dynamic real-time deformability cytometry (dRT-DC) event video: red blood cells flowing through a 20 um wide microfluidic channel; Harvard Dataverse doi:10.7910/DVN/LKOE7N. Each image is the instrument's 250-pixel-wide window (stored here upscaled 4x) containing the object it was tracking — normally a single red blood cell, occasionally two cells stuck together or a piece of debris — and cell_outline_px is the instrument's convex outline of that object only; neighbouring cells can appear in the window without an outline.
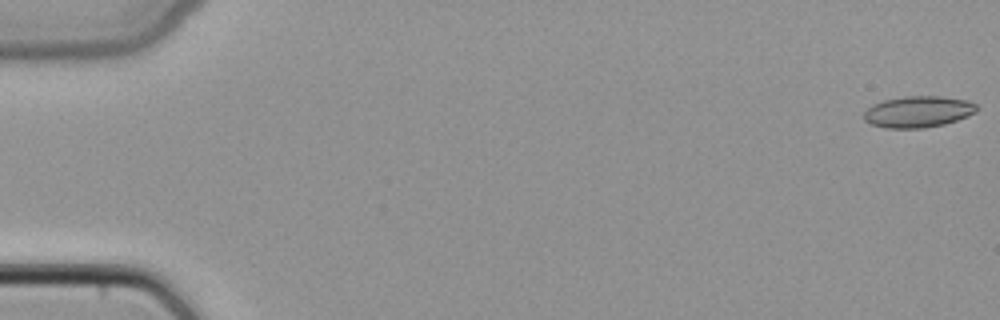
{"species": "common noctule bat (a hibernating species)", "species_latin": "Nyctalus noctula", "temperature_condition": "cold", "stored_images_in_passage": 49, "camera_frame_rate_fps": 3000, "um_per_image_px": 0.085, "animal": {"sex": "female", "body_mass_g": 22.7, "forearm_length_mm": 54.2}, "frame": {"image": 1, "passage_image": 1, "time_ms": 0.0, "image_size_px": [1000, 320], "cell_outline_px": [[976, 112], [968, 116], [944, 124], [924, 128], [884, 128], [872, 124], [864, 120], [864, 112], [872, 104], [884, 100], [904, 96], [940, 96], [968, 100], [976, 104]], "centroid_in_image_um": [78.03, 9.49], "position_along_channel_um": 7.0, "area_um2": 20.63}}
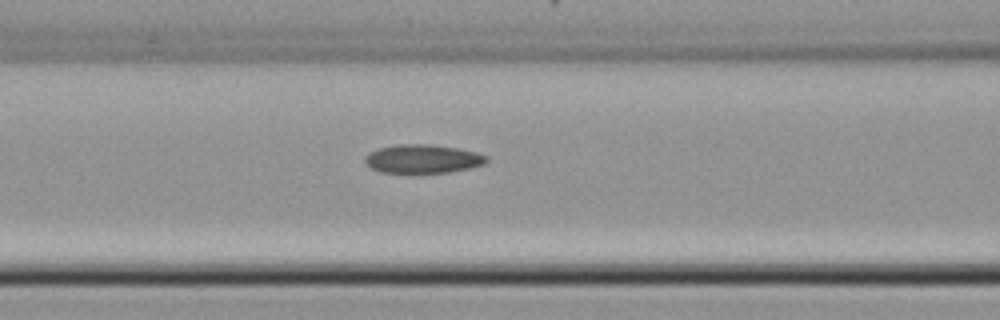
{"frame": {"image": 2, "passage_image": 21, "time_ms": 6.667, "image_size_px": [1000, 320], "cell_outline_px": [[488, 160], [484, 164], [468, 168], [448, 172], [380, 172], [372, 168], [364, 160], [364, 156], [368, 152], [380, 148], [400, 144], [428, 144], [460, 148], [476, 152], [488, 156]], "centroid_in_image_um": [35.94, 13.49], "position_along_channel_um": 130.7, "area_um2": 20.11}}
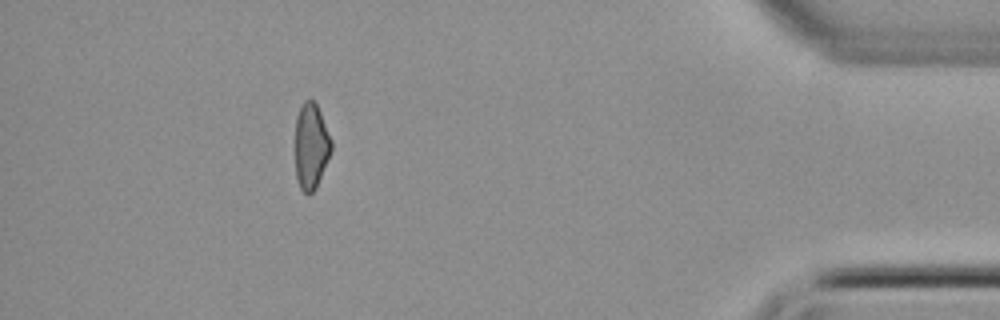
{"frame": {"image": 3, "passage_image": 44, "time_ms": 14.333, "image_size_px": [1000, 320], "cell_outline_px": [[332, 148], [316, 188], [308, 196], [300, 188], [296, 180], [296, 116], [304, 100], [312, 100], [316, 104], [320, 112], [332, 140]], "centroid_in_image_um": [26.44, 12.44], "position_along_channel_um": 408.8, "area_um2": 17.92}}